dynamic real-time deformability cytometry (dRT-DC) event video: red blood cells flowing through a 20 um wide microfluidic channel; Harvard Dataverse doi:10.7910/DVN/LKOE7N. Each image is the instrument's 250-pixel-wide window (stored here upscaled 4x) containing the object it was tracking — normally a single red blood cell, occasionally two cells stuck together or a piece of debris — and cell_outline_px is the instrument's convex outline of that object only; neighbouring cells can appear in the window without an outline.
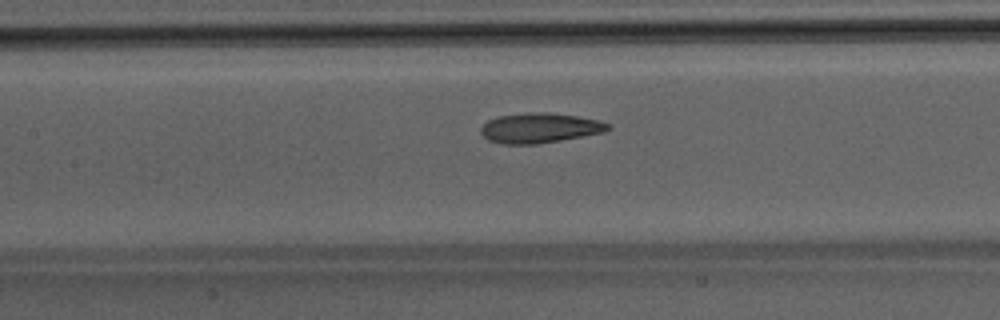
{"species": "Egyptian fruit bat (a non-hibernating species)", "species_latin": "Rousettus aegyptiacus", "temperature_condition": "room temperature", "stored_images_in_passage": 48, "camera_frame_rate_fps": 3000, "um_per_image_px": 0.085, "animal": {"sex": "male"}, "frame": {"image": 1, "passage_image": 22, "time_ms": 7.0, "image_size_px": [1000, 320], "cell_outline_px": [[612, 128], [604, 132], [560, 140], [536, 144], [504, 144], [488, 140], [480, 132], [480, 128], [488, 120], [500, 116], [528, 112], [548, 112], [576, 116], [600, 120], [608, 124]], "centroid_in_image_um": [45.87, 10.87], "position_along_channel_um": 161.5, "area_um2": 22.08}}
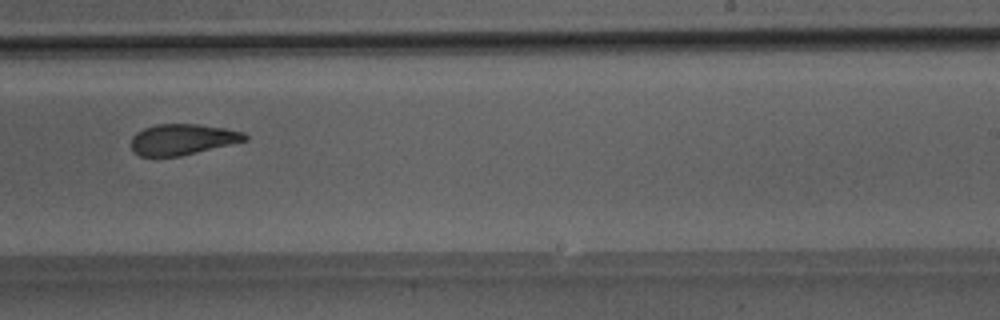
{"frame": {"image": 2, "passage_image": 30, "time_ms": 9.667, "image_size_px": [1000, 320], "cell_outline_px": [[248, 140], [232, 144], [180, 156], [140, 156], [132, 152], [132, 136], [136, 132], [144, 128], [156, 124], [196, 124], [224, 128], [244, 132], [248, 136]], "centroid_in_image_um": [15.51, 11.85], "position_along_channel_um": 273.5, "area_um2": 20.46}}
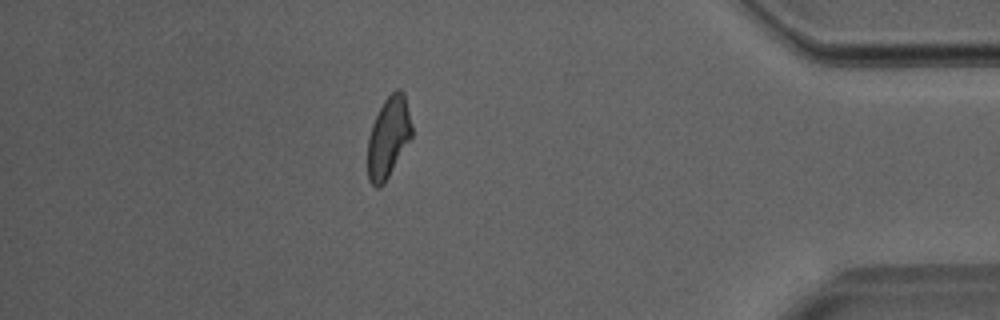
{"frame": {"image": 3, "passage_image": 42, "time_ms": 13.667, "image_size_px": [1000, 320], "cell_outline_px": [[412, 136], [384, 184], [380, 188], [376, 188], [368, 180], [368, 136], [372, 124], [384, 100], [396, 88], [400, 88], [404, 92], [412, 124]], "centroid_in_image_um": [33.01, 11.67], "position_along_channel_um": 402.2, "area_um2": 20.81}}